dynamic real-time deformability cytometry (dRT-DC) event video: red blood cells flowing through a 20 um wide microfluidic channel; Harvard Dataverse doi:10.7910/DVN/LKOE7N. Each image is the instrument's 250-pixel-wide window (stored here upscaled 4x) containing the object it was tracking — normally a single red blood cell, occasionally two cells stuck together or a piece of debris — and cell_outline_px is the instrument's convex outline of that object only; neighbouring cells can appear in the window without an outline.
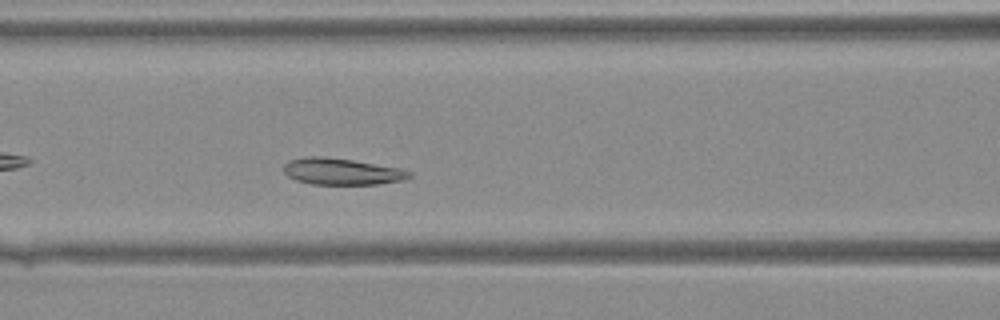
{"species": "Egyptian fruit bat (a non-hibernating species)", "species_latin": "Rousettus aegyptiacus", "temperature_condition": "warm", "stored_images_in_passage": 32, "camera_frame_rate_fps": 3000, "um_per_image_px": 0.085, "animal": {"sex": "female"}, "frame": {"image": 1, "passage_image": 8, "time_ms": 2.333, "image_size_px": [1000, 320], "cell_outline_px": [[412, 176], [408, 180], [376, 184], [312, 184], [296, 180], [288, 176], [284, 172], [284, 164], [288, 160], [308, 156], [320, 156], [352, 160], [400, 168], [412, 172]], "centroid_in_image_um": [29.08, 14.58], "position_along_channel_um": 137.5, "area_um2": 19.48}}
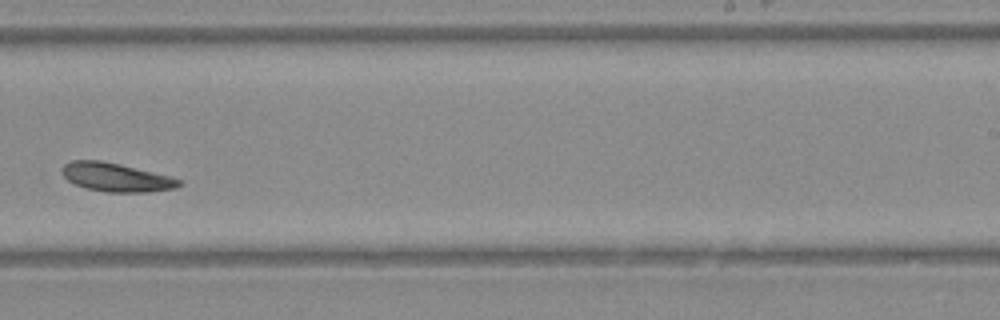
{"frame": {"image": 2, "passage_image": 17, "time_ms": 5.333, "image_size_px": [1000, 320], "cell_outline_px": [[184, 184], [176, 188], [148, 192], [108, 192], [84, 188], [68, 180], [60, 172], [60, 168], [64, 164], [72, 160], [100, 160], [120, 164], [172, 176], [180, 180]], "centroid_in_image_um": [9.87, 15.06], "position_along_channel_um": 279.1, "area_um2": 19.71}}
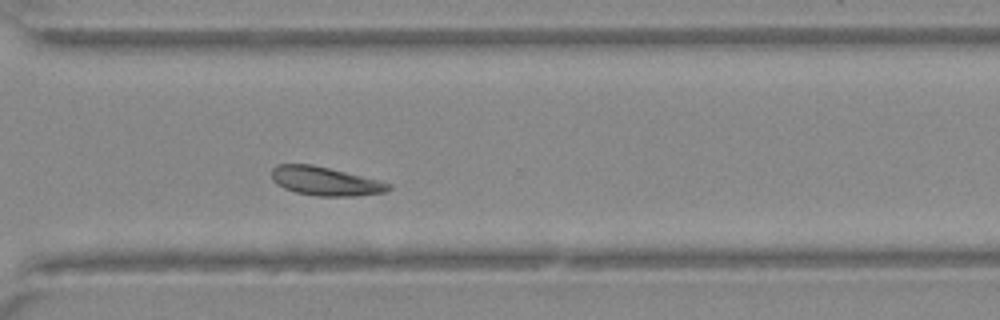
{"frame": {"image": 3, "passage_image": 21, "time_ms": 6.667, "image_size_px": [1000, 320], "cell_outline_px": [[392, 188], [388, 192], [356, 196], [316, 196], [296, 192], [284, 188], [276, 184], [272, 180], [272, 168], [276, 164], [312, 164], [392, 184]], "centroid_in_image_um": [27.63, 15.41], "position_along_channel_um": 343.0, "area_um2": 19.48}}